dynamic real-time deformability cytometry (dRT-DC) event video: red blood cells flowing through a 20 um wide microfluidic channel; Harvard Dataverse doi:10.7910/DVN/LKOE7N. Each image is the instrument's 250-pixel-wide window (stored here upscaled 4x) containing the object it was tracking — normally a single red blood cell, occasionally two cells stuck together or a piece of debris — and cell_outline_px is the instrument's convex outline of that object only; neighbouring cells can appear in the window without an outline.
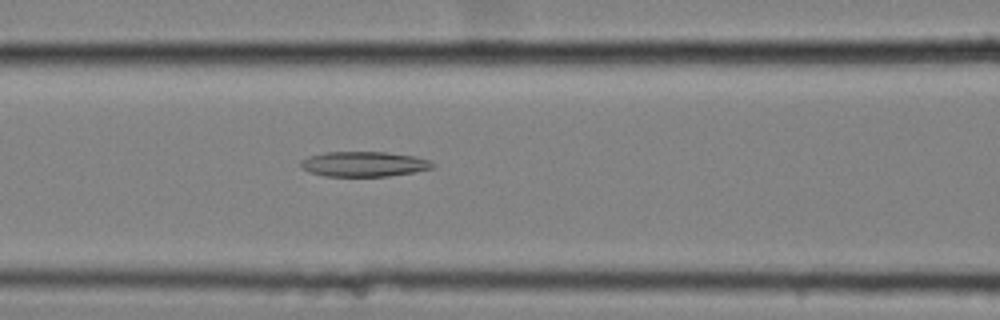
{"species": "common noctule bat (a hibernating species)", "species_latin": "Nyctalus noctula", "temperature_condition": "cold", "stored_images_in_passage": 36, "camera_frame_rate_fps": 3000, "um_per_image_px": 0.085, "animal": {"sex": "female", "body_mass_g": 25.1}, "frame": {"image": 1, "passage_image": 10, "time_ms": 3.0, "image_size_px": [1000, 320], "cell_outline_px": [[436, 164], [432, 168], [412, 172], [388, 176], [324, 176], [308, 172], [300, 164], [300, 160], [308, 156], [324, 152], [384, 152], [412, 156], [428, 160]], "centroid_in_image_um": [30.88, 13.94], "position_along_channel_um": 135.7, "area_um2": 19.13}}
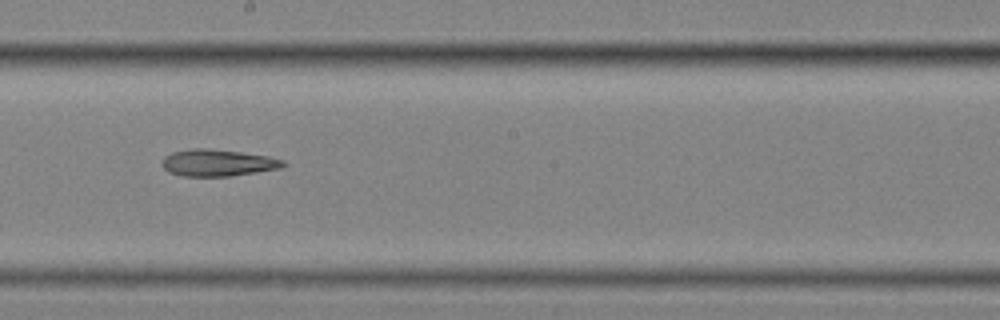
{"frame": {"image": 2, "passage_image": 18, "time_ms": 5.667, "image_size_px": [1000, 320], "cell_outline_px": [[288, 164], [280, 168], [256, 172], [228, 176], [180, 176], [168, 172], [160, 164], [160, 160], [164, 156], [172, 152], [192, 148], [204, 148], [240, 152], [268, 156], [284, 160]], "centroid_in_image_um": [18.46, 13.84], "position_along_channel_um": 229.7, "area_um2": 19.02}}
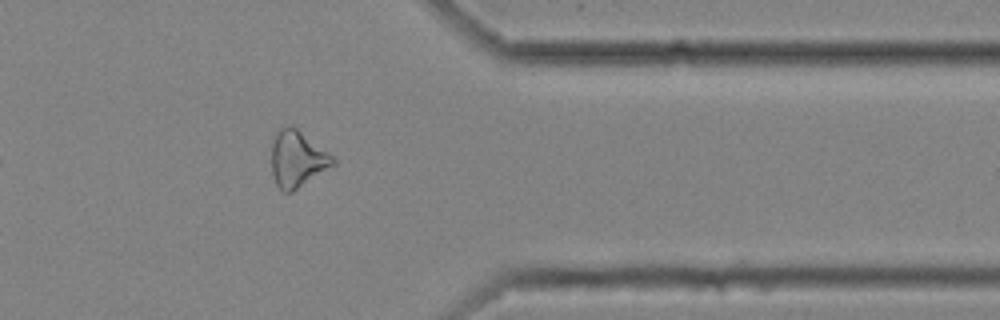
{"frame": {"image": 3, "passage_image": 32, "time_ms": 10.333, "image_size_px": [1000, 320], "cell_outline_px": [[336, 164], [292, 192], [284, 192], [276, 184], [272, 172], [272, 144], [276, 132], [280, 128], [288, 124], [296, 128], [328, 152], [336, 160]], "centroid_in_image_um": [25.27, 13.51], "position_along_channel_um": 386.1, "area_um2": 20.0}}